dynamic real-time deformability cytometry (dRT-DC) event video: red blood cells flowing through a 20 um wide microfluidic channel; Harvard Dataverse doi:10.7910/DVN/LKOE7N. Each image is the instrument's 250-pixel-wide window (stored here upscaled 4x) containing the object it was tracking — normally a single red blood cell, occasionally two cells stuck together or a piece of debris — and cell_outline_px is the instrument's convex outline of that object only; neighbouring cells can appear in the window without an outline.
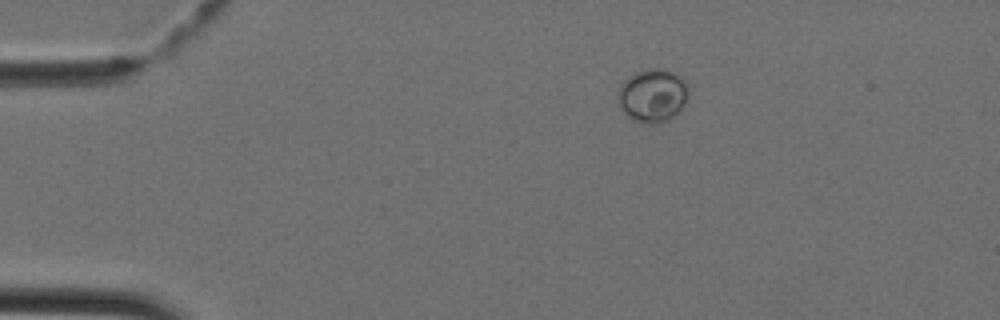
{"species": "Egyptian fruit bat (a non-hibernating species)", "species_latin": "Rousettus aegyptiacus", "temperature_condition": "cold", "stored_images_in_passage": 37, "camera_frame_rate_fps": 3000, "um_per_image_px": 0.085, "animal": {"sex": "female"}, "frame": {"image": 1, "passage_image": 1, "time_ms": 0.0, "image_size_px": [1000, 320], "cell_outline_px": [[688, 100], [680, 112], [668, 120], [656, 124], [648, 124], [636, 120], [628, 116], [620, 108], [620, 84], [628, 76], [636, 72], [648, 68], [664, 68], [684, 76], [688, 84]], "centroid_in_image_um": [55.55, 8.09], "position_along_channel_um": 29.4, "area_um2": 22.25}}
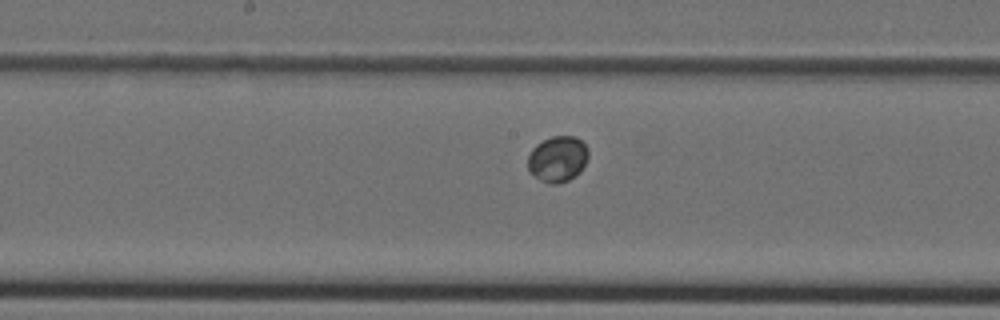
{"frame": {"image": 2, "passage_image": 16, "time_ms": 5.0, "image_size_px": [1000, 320], "cell_outline_px": [[588, 156], [580, 172], [576, 176], [560, 184], [548, 184], [540, 180], [528, 168], [528, 156], [532, 148], [536, 144], [552, 136], [576, 136], [588, 148]], "centroid_in_image_um": [47.41, 13.51], "position_along_channel_um": 200.8, "area_um2": 16.18}}
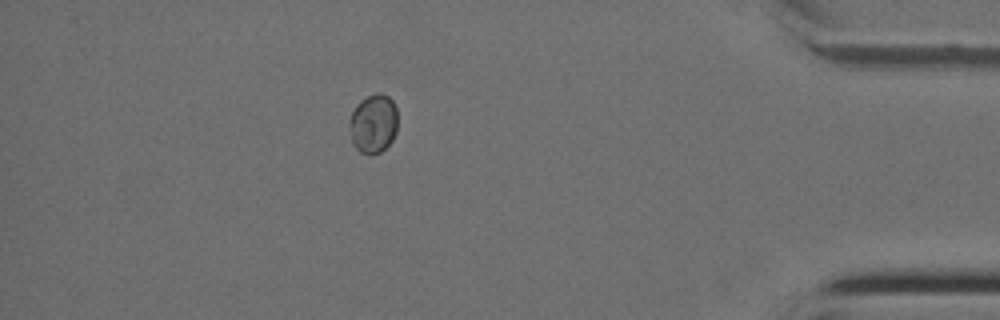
{"frame": {"image": 3, "passage_image": 32, "time_ms": 10.333, "image_size_px": [1000, 320], "cell_outline_px": [[396, 132], [392, 140], [380, 152], [372, 156], [368, 156], [360, 152], [352, 144], [352, 112], [356, 104], [360, 100], [376, 92], [380, 92], [388, 96], [392, 100], [396, 108]], "centroid_in_image_um": [31.76, 10.51], "position_along_channel_um": 403.4, "area_um2": 16.36}}